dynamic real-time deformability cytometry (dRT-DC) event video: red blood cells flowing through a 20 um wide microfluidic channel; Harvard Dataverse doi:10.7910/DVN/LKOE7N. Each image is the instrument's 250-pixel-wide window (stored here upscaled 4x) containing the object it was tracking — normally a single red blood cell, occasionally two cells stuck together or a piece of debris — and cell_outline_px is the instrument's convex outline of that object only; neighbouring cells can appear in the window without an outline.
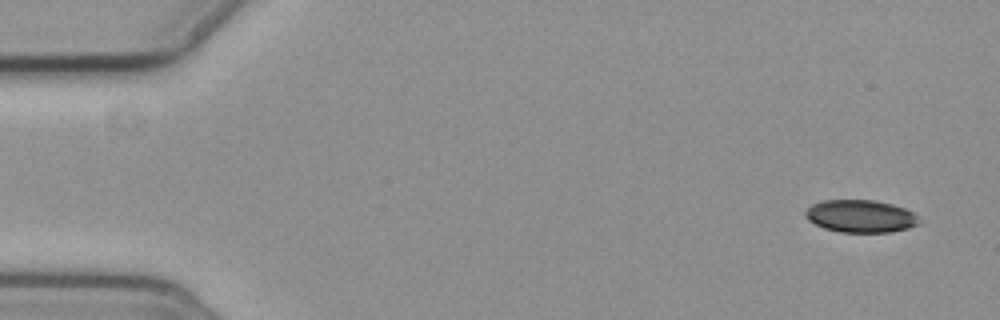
{"species": "common noctule bat (a hibernating species)", "species_latin": "Nyctalus noctula", "temperature_condition": "cold", "stored_images_in_passage": 14, "camera_frame_rate_fps": 3000, "um_per_image_px": 0.085, "animal": {"sex": "female", "body_mass_g": 19.3, "forearm_length_mm": 54.1}, "frame": {"image": 1, "passage_image": 1, "time_ms": 0.0, "image_size_px": [1000, 320], "cell_outline_px": [[920, 224], [908, 228], [892, 232], [840, 232], [824, 228], [808, 220], [804, 216], [804, 212], [812, 204], [820, 200], [876, 200], [892, 204], [904, 208], [912, 212], [920, 220]], "centroid_in_image_um": [73.14, 18.37], "position_along_channel_um": 11.9, "area_um2": 21.68}}
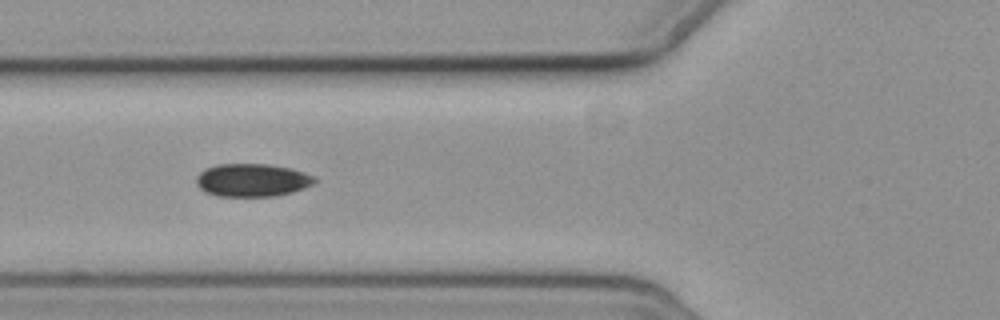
{"frame": {"image": 2, "passage_image": 5, "time_ms": 6.333, "image_size_px": [1000, 320], "cell_outline_px": [[316, 180], [312, 184], [304, 188], [292, 192], [276, 196], [216, 196], [204, 192], [196, 184], [196, 176], [204, 168], [216, 164], [268, 164], [292, 168], [304, 172], [312, 176]], "centroid_in_image_um": [21.39, 15.31], "position_along_channel_um": 104.4, "area_um2": 22.89}}
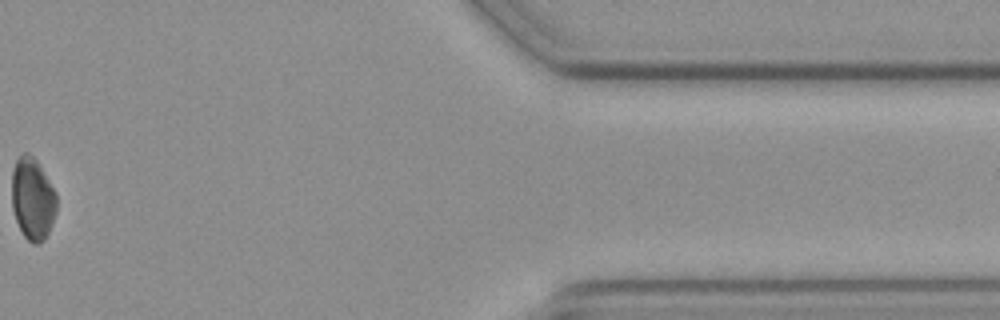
{"frame": {"image": 3, "passage_image": 13, "time_ms": 16.667, "image_size_px": [1000, 320], "cell_outline_px": [[56, 212], [52, 224], [44, 240], [40, 244], [32, 244], [24, 236], [16, 220], [12, 208], [12, 168], [16, 160], [24, 152], [28, 152], [36, 160], [56, 192]], "centroid_in_image_um": [2.76, 16.91], "position_along_channel_um": 408.6, "area_um2": 21.44}, "authors_computed_cell_mechanics": {"area_um2": 21.964, "velocity_mm_per_s": 3.5148, "shape_relaxation_time_tau1_ms": 1.877, "shape_relaxation_time_tau2_ms": null, "deformation_change_tau1": 0.0476, "deformation_change_tau2": null}}